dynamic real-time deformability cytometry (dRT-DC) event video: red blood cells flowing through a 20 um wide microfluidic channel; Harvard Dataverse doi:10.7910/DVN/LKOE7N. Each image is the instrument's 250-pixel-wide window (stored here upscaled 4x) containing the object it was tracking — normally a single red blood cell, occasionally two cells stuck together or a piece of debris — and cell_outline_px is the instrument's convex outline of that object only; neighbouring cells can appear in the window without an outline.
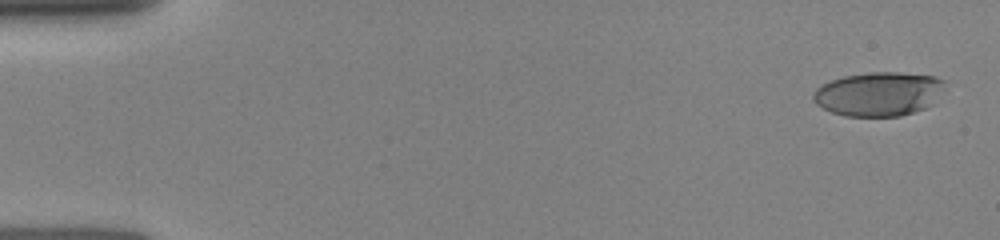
{"species": "human", "species_latin": "Homo sapiens", "temperature_condition": "room temperature", "stored_images_in_passage": 7, "camera_frame_rate_fps": 3000, "um_per_image_px": 0.085, "donor": {"sex": "female"}, "frame": {"image": 1, "passage_image": 1, "time_ms": 0.0, "image_size_px": [1000, 240], "cell_outline_px": [[944, 80], [928, 104], [924, 108], [900, 116], [844, 116], [832, 112], [816, 104], [812, 100], [812, 92], [820, 84], [844, 76], [868, 72], [896, 72], [936, 76]], "centroid_in_image_um": [74.54, 7.97], "position_along_channel_um": 10.5, "area_um2": 33.12}}
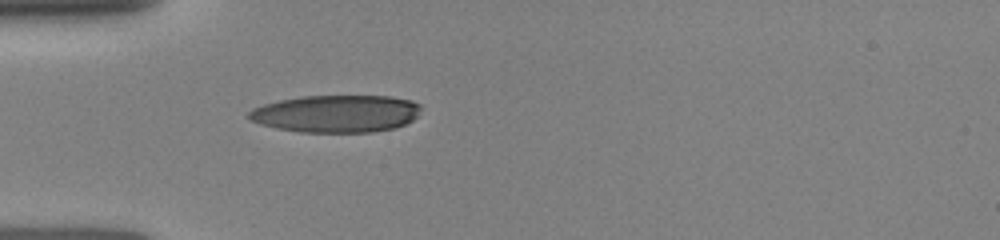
{"frame": {"image": 2, "passage_image": 7, "time_ms": 4.333, "image_size_px": [1000, 240], "cell_outline_px": [[420, 108], [416, 116], [412, 120], [396, 128], [372, 132], [300, 132], [276, 128], [260, 124], [244, 116], [252, 108], [264, 104], [280, 100], [300, 96], [392, 96], [412, 100], [420, 104]], "centroid_in_image_um": [28.56, 9.66], "position_along_channel_um": 56.4, "area_um2": 37.69}}